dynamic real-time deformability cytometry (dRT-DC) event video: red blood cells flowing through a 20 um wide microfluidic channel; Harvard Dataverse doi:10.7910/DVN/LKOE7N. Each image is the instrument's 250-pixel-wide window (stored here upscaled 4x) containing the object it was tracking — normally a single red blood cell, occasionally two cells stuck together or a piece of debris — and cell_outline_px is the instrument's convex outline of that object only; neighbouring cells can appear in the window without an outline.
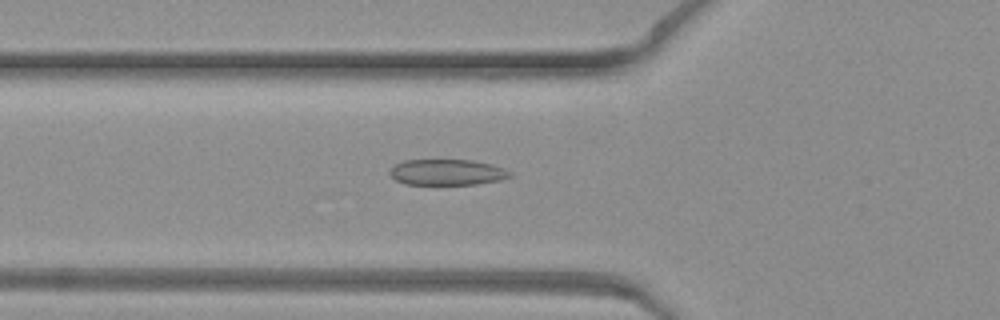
{"species": "common noctule bat (a hibernating species)", "species_latin": "Nyctalus noctula", "temperature_condition": "warm", "stored_images_in_passage": 47, "camera_frame_rate_fps": 3000, "um_per_image_px": 0.085, "animal": {"sex": "female", "body_mass_g": 19.3, "forearm_length_mm": 54.1}, "frame": {"image": 1, "passage_image": 16, "time_ms": 5.0, "image_size_px": [1000, 320], "cell_outline_px": [[512, 176], [500, 180], [476, 184], [404, 184], [396, 180], [388, 172], [396, 164], [404, 160], [472, 160], [492, 164], [504, 168], [512, 172]], "centroid_in_image_um": [38.03, 14.64], "position_along_channel_um": 87.8, "area_um2": 18.09}}
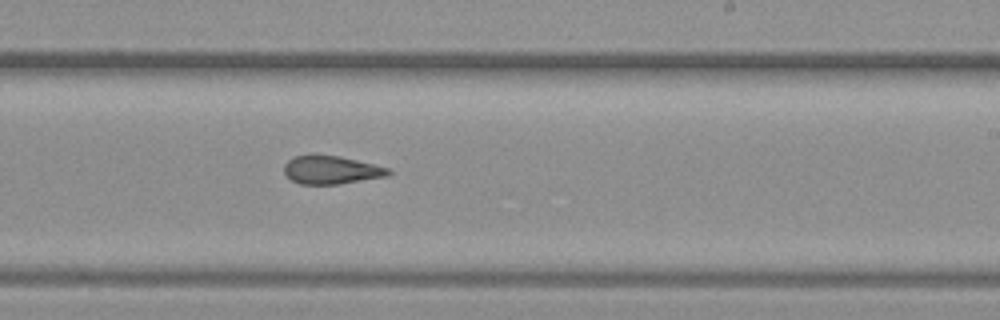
{"frame": {"image": 2, "passage_image": 28, "time_ms": 9.0, "image_size_px": [1000, 320], "cell_outline_px": [[392, 172], [388, 176], [340, 184], [300, 184], [292, 180], [284, 172], [284, 164], [288, 160], [296, 156], [340, 156], [388, 168]], "centroid_in_image_um": [28.17, 14.46], "position_along_channel_um": 260.8, "area_um2": 16.82}}
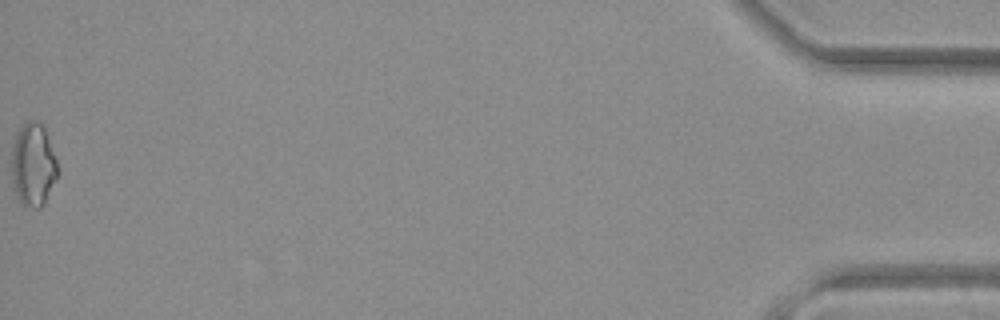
{"frame": {"image": 3, "passage_image": 47, "time_ms": 15.333, "image_size_px": [1000, 320], "cell_outline_px": [[60, 176], [44, 204], [40, 208], [36, 208], [20, 204], [16, 196], [12, 184], [12, 144], [20, 128], [28, 120], [36, 120], [44, 128], [56, 156]], "centroid_in_image_um": [2.85, 14.05], "position_along_channel_um": 432.4, "area_um2": 22.77}}